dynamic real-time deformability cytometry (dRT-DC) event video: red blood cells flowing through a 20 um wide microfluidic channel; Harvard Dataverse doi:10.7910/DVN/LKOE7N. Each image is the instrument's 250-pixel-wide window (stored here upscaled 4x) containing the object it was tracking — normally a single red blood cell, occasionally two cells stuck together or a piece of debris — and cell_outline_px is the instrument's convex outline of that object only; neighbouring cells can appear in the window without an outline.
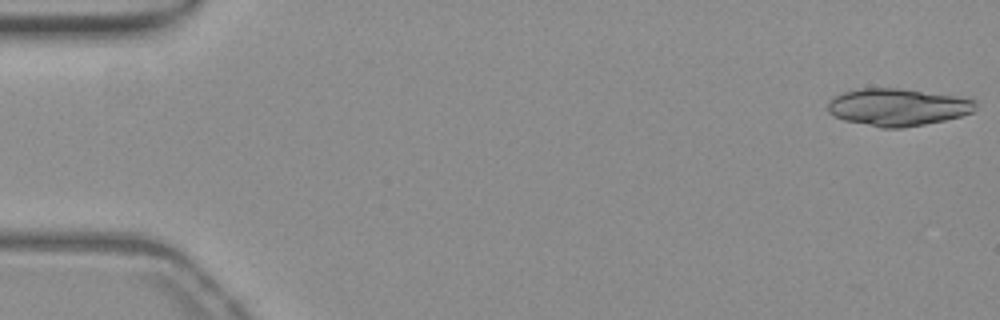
{"species": "common noctule bat (a hibernating species)", "species_latin": "Nyctalus noctula", "temperature_condition": "warm", "stored_images_in_passage": 54, "camera_frame_rate_fps": 3000, "um_per_image_px": 0.085, "animal": {"sex": "female", "body_mass_g": 19.3, "forearm_length_mm": 54.1}, "frame": {"image": 1, "passage_image": 1, "time_ms": 0.0, "image_size_px": [1000, 320], "cell_outline_px": [[976, 104], [972, 112], [960, 116], [944, 120], [924, 124], [900, 128], [880, 128], [844, 120], [828, 112], [828, 104], [836, 96], [844, 92], [860, 88], [896, 88], [952, 96], [976, 100]], "centroid_in_image_um": [76.27, 9.12], "position_along_channel_um": 8.7, "area_um2": 31.56}}
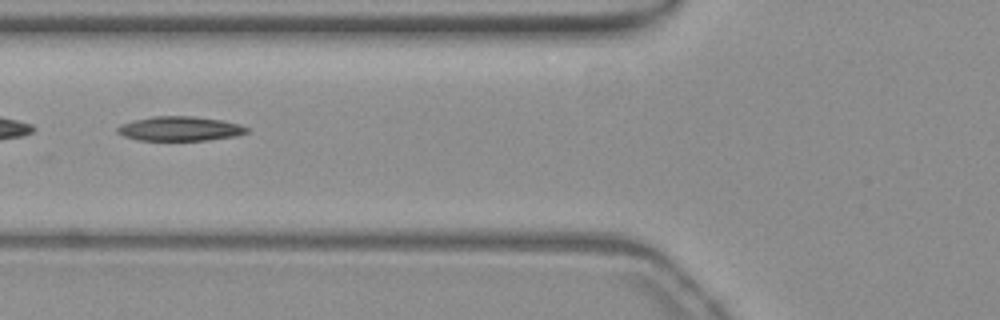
{"frame": {"image": 2, "passage_image": 21, "time_ms": 6.667, "image_size_px": [1000, 320], "cell_outline_px": [[248, 132], [236, 136], [208, 140], [136, 140], [124, 136], [116, 132], [116, 128], [120, 124], [132, 120], [152, 116], [192, 116], [224, 120], [240, 124], [248, 128]], "centroid_in_image_um": [15.27, 10.93], "position_along_channel_um": 110.5, "area_um2": 18.61}}
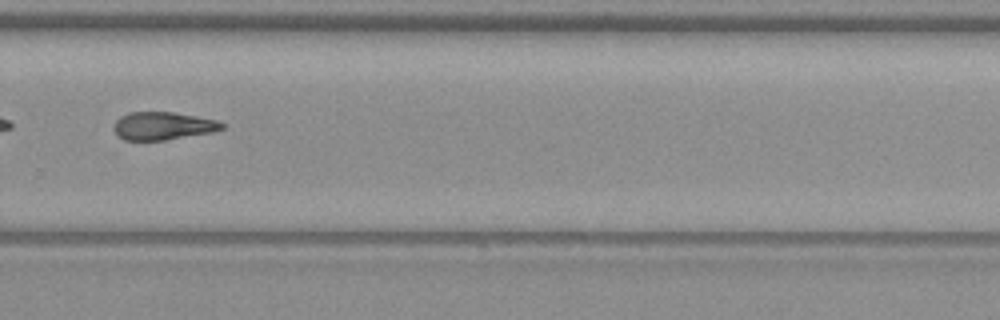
{"frame": {"image": 3, "passage_image": 37, "time_ms": 12.0, "image_size_px": [1000, 320], "cell_outline_px": [[224, 128], [212, 132], [164, 140], [124, 140], [116, 136], [112, 128], [116, 120], [120, 116], [128, 112], [172, 112], [196, 116], [216, 120], [224, 124]], "centroid_in_image_um": [13.79, 10.7], "position_along_channel_um": 316.0, "area_um2": 17.63}}